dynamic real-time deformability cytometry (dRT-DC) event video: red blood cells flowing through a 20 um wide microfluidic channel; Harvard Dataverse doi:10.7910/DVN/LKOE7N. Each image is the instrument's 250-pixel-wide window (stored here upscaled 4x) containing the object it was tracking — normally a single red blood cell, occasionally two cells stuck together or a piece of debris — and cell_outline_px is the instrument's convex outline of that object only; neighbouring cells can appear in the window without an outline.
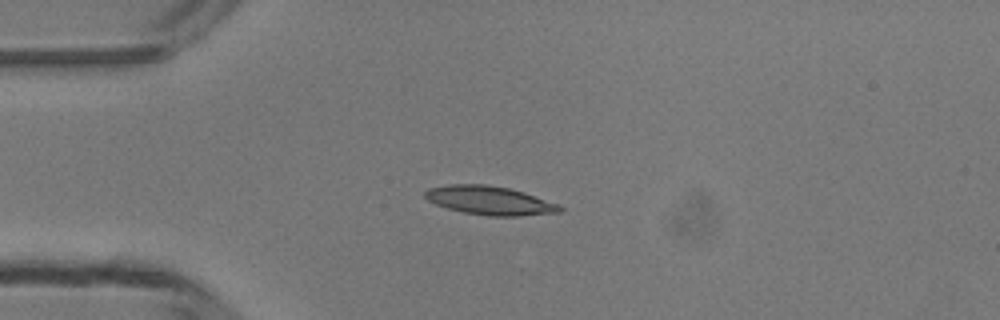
{"species": "common noctule bat (a hibernating species)", "species_latin": "Nyctalus noctula", "temperature_condition": "room temperature", "stored_images_in_passage": 37, "camera_frame_rate_fps": 3000, "um_per_image_px": 0.085, "animal": {"sex": "male", "body_mass_g": 13.3}, "frame": {"image": 1, "passage_image": 1, "time_ms": 0.0, "image_size_px": [1000, 320], "cell_outline_px": [[564, 212], [520, 216], [488, 216], [464, 212], [448, 208], [436, 204], [428, 200], [424, 196], [424, 192], [428, 188], [448, 184], [484, 184], [508, 188], [524, 192], [560, 204], [564, 208]], "centroid_in_image_um": [41.67, 17.04], "position_along_channel_um": 43.3, "area_um2": 22.72}}
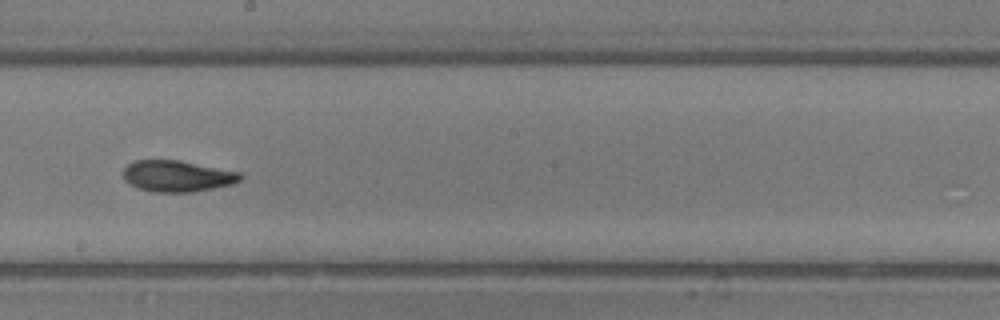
{"frame": {"image": 2, "passage_image": 16, "time_ms": 5.0, "image_size_px": [1000, 320], "cell_outline_px": [[244, 176], [240, 180], [232, 184], [192, 192], [152, 192], [136, 188], [124, 180], [124, 168], [128, 164], [136, 160], [180, 160], [240, 172]], "centroid_in_image_um": [15.06, 14.97], "position_along_channel_um": 233.1, "area_um2": 21.39}}
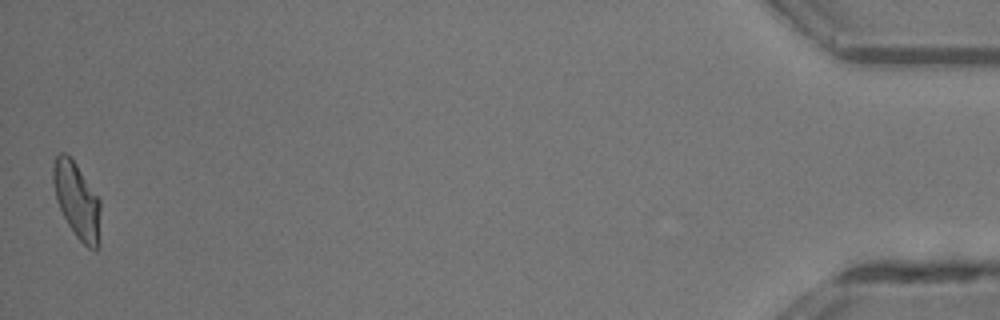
{"frame": {"image": 3, "passage_image": 37, "time_ms": 12.0, "image_size_px": [1000, 320], "cell_outline_px": [[100, 244], [96, 252], [88, 248], [76, 236], [68, 224], [56, 200], [52, 180], [52, 168], [56, 156], [60, 152], [64, 152], [76, 164], [100, 200]], "centroid_in_image_um": [6.55, 17.08], "position_along_channel_um": 428.7, "area_um2": 20.98}, "authors_computed_cell_mechanics": {"area_um2": 21.3282, "velocity_mm_per_s": 4.2017, "shape_relaxation_time_tau1_ms": 5.2028, "shape_relaxation_time_tau2_ms": 2.5227, "deformation_change_tau1": 0.1674, "deformation_change_tau2": 0.0912}}